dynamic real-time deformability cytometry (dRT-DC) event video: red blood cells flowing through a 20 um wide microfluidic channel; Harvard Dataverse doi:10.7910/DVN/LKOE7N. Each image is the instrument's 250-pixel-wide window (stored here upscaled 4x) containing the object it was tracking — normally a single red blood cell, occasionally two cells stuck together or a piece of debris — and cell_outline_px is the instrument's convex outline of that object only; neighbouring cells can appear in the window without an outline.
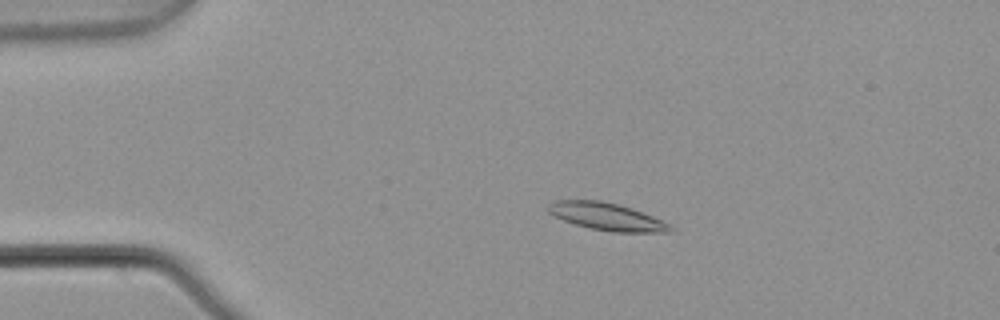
{"species": "common noctule bat (a hibernating species)", "species_latin": "Nyctalus noctula", "temperature_condition": "warm", "stored_images_in_passage": 4, "camera_frame_rate_fps": 3000, "um_per_image_px": 0.085, "animal": {"sex": "male", "body_mass_g": 21.5, "forearm_length_mm": 52.0}, "frame": {"image": 1, "passage_image": 3, "time_ms": 0.667, "image_size_px": [1000, 320], "cell_outline_px": [[676, 228], [672, 232], [612, 232], [592, 228], [576, 224], [564, 220], [548, 212], [544, 208], [552, 200], [600, 200], [620, 204], [632, 208], [652, 216]], "centroid_in_image_um": [51.56, 18.39], "position_along_channel_um": 33.4, "area_um2": 19.54}}